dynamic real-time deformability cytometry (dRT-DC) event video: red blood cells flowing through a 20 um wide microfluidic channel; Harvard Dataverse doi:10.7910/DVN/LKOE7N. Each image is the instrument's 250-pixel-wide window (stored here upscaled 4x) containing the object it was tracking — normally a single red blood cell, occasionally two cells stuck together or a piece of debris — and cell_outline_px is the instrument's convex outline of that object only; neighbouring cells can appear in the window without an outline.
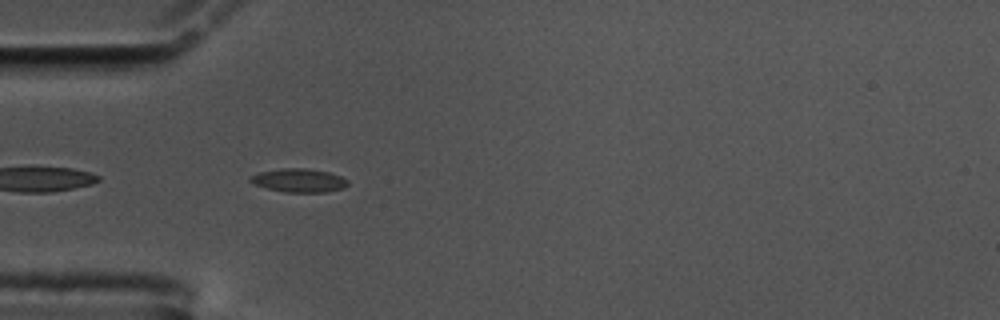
{"species": "common noctule bat (a hibernating species)", "species_latin": "Nyctalus noctula", "temperature_condition": "cold", "stored_images_in_passage": 44, "camera_frame_rate_fps": 3000, "um_per_image_px": 0.085, "animal": {"sex": "male", "body_mass_g": 17.5, "forearm_length_mm": 52.3}, "frame": {"image": 1, "passage_image": 3, "time_ms": 0.667, "image_size_px": [1000, 320], "cell_outline_px": [[348, 184], [344, 188], [328, 192], [284, 192], [268, 188], [256, 184], [248, 180], [248, 176], [260, 172], [280, 168], [304, 168], [328, 172], [340, 176], [348, 180]], "centroid_in_image_um": [25.41, 15.33], "position_along_channel_um": 59.6, "area_um2": 13.35}}
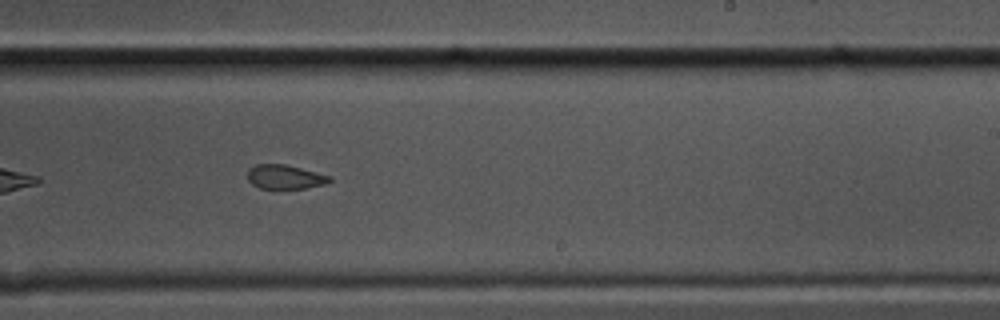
{"frame": {"image": 2, "passage_image": 21, "time_ms": 6.667, "image_size_px": [1000, 320], "cell_outline_px": [[332, 180], [328, 184], [304, 188], [260, 188], [252, 184], [248, 180], [248, 168], [256, 164], [284, 164], [332, 176]], "centroid_in_image_um": [24.24, 15.03], "position_along_channel_um": 264.8, "area_um2": 11.56}}
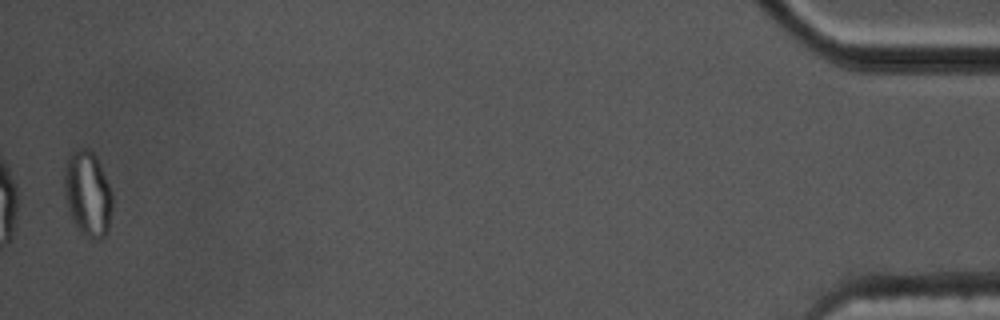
{"frame": {"image": 3, "passage_image": 43, "time_ms": 14.0, "image_size_px": [1000, 320], "cell_outline_px": [[112, 208], [108, 232], [100, 240], [92, 240], [80, 236], [72, 220], [68, 208], [64, 192], [64, 164], [68, 152], [80, 148], [88, 148], [96, 156], [112, 192]], "centroid_in_image_um": [7.43, 16.5], "position_along_channel_um": 427.8, "area_um2": 24.62}, "authors_computed_cell_mechanics": {"area_um2": 12.8027, "velocity_mm_per_s": 3.4704, "shape_relaxation_time_tau1_ms": null, "shape_relaxation_time_tau2_ms": 1.9281, "deformation_change_tau1": null, "deformation_change_tau2": 0.0748}}